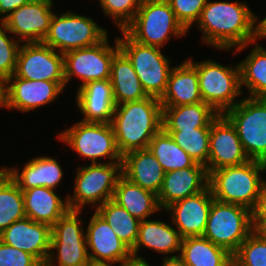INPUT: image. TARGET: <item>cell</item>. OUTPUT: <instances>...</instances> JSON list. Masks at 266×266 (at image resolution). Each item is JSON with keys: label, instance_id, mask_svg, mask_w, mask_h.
Returning <instances> with one entry per match:
<instances>
[{"label": "cell", "instance_id": "cell-1", "mask_svg": "<svg viewBox=\"0 0 266 266\" xmlns=\"http://www.w3.org/2000/svg\"><path fill=\"white\" fill-rule=\"evenodd\" d=\"M258 15L248 5L238 1H209L198 20L202 41L216 48L240 52L259 39Z\"/></svg>", "mask_w": 266, "mask_h": 266}, {"label": "cell", "instance_id": "cell-2", "mask_svg": "<svg viewBox=\"0 0 266 266\" xmlns=\"http://www.w3.org/2000/svg\"><path fill=\"white\" fill-rule=\"evenodd\" d=\"M162 117V105L152 96L116 105L111 125L122 156L147 149L151 139L162 129Z\"/></svg>", "mask_w": 266, "mask_h": 266}, {"label": "cell", "instance_id": "cell-3", "mask_svg": "<svg viewBox=\"0 0 266 266\" xmlns=\"http://www.w3.org/2000/svg\"><path fill=\"white\" fill-rule=\"evenodd\" d=\"M266 172V163L249 160L234 166H225L209 174L208 185L214 200L236 204L252 211L256 205Z\"/></svg>", "mask_w": 266, "mask_h": 266}, {"label": "cell", "instance_id": "cell-4", "mask_svg": "<svg viewBox=\"0 0 266 266\" xmlns=\"http://www.w3.org/2000/svg\"><path fill=\"white\" fill-rule=\"evenodd\" d=\"M123 31L140 44L159 48L172 35L177 38L187 33L166 0H142L135 17Z\"/></svg>", "mask_w": 266, "mask_h": 266}, {"label": "cell", "instance_id": "cell-5", "mask_svg": "<svg viewBox=\"0 0 266 266\" xmlns=\"http://www.w3.org/2000/svg\"><path fill=\"white\" fill-rule=\"evenodd\" d=\"M198 73V82L202 100L211 106L219 115L234 107L242 95L239 63L235 66H224L211 59L194 62L186 59Z\"/></svg>", "mask_w": 266, "mask_h": 266}, {"label": "cell", "instance_id": "cell-6", "mask_svg": "<svg viewBox=\"0 0 266 266\" xmlns=\"http://www.w3.org/2000/svg\"><path fill=\"white\" fill-rule=\"evenodd\" d=\"M122 176V162H99L77 169L73 196L68 195L69 210L83 211L86 205L99 207L113 199L118 179ZM96 204V206H95ZM98 204V205H97Z\"/></svg>", "mask_w": 266, "mask_h": 266}, {"label": "cell", "instance_id": "cell-7", "mask_svg": "<svg viewBox=\"0 0 266 266\" xmlns=\"http://www.w3.org/2000/svg\"><path fill=\"white\" fill-rule=\"evenodd\" d=\"M253 231L249 209L236 204L212 201L204 238L233 255Z\"/></svg>", "mask_w": 266, "mask_h": 266}, {"label": "cell", "instance_id": "cell-8", "mask_svg": "<svg viewBox=\"0 0 266 266\" xmlns=\"http://www.w3.org/2000/svg\"><path fill=\"white\" fill-rule=\"evenodd\" d=\"M118 39L120 50L131 61L133 69L148 96L160 99L164 94L169 74L173 67L161 48L140 44L131 39L123 30Z\"/></svg>", "mask_w": 266, "mask_h": 266}, {"label": "cell", "instance_id": "cell-9", "mask_svg": "<svg viewBox=\"0 0 266 266\" xmlns=\"http://www.w3.org/2000/svg\"><path fill=\"white\" fill-rule=\"evenodd\" d=\"M235 127L250 160L266 163V98H242L223 114Z\"/></svg>", "mask_w": 266, "mask_h": 266}, {"label": "cell", "instance_id": "cell-10", "mask_svg": "<svg viewBox=\"0 0 266 266\" xmlns=\"http://www.w3.org/2000/svg\"><path fill=\"white\" fill-rule=\"evenodd\" d=\"M80 157L97 163L99 158H108L109 163L122 162L111 123L79 121L57 135Z\"/></svg>", "mask_w": 266, "mask_h": 266}, {"label": "cell", "instance_id": "cell-11", "mask_svg": "<svg viewBox=\"0 0 266 266\" xmlns=\"http://www.w3.org/2000/svg\"><path fill=\"white\" fill-rule=\"evenodd\" d=\"M83 211L68 210L51 227L50 253L44 266H86L89 261ZM56 251L55 257L53 250ZM55 258V259H54ZM57 260V262H56Z\"/></svg>", "mask_w": 266, "mask_h": 266}, {"label": "cell", "instance_id": "cell-12", "mask_svg": "<svg viewBox=\"0 0 266 266\" xmlns=\"http://www.w3.org/2000/svg\"><path fill=\"white\" fill-rule=\"evenodd\" d=\"M107 33V30L100 27L92 18L72 11L59 16L54 13L43 43L64 54L96 45L107 36Z\"/></svg>", "mask_w": 266, "mask_h": 266}, {"label": "cell", "instance_id": "cell-13", "mask_svg": "<svg viewBox=\"0 0 266 266\" xmlns=\"http://www.w3.org/2000/svg\"><path fill=\"white\" fill-rule=\"evenodd\" d=\"M114 42L115 46L111 47L107 35L96 45L64 53L65 84L73 76L80 78L79 87L90 81L110 79L112 59L120 50L117 37Z\"/></svg>", "mask_w": 266, "mask_h": 266}, {"label": "cell", "instance_id": "cell-14", "mask_svg": "<svg viewBox=\"0 0 266 266\" xmlns=\"http://www.w3.org/2000/svg\"><path fill=\"white\" fill-rule=\"evenodd\" d=\"M11 77L65 82L64 56L43 42L21 43Z\"/></svg>", "mask_w": 266, "mask_h": 266}, {"label": "cell", "instance_id": "cell-15", "mask_svg": "<svg viewBox=\"0 0 266 266\" xmlns=\"http://www.w3.org/2000/svg\"><path fill=\"white\" fill-rule=\"evenodd\" d=\"M52 7L53 0H34L13 11L1 23L21 43L43 42L54 15Z\"/></svg>", "mask_w": 266, "mask_h": 266}, {"label": "cell", "instance_id": "cell-16", "mask_svg": "<svg viewBox=\"0 0 266 266\" xmlns=\"http://www.w3.org/2000/svg\"><path fill=\"white\" fill-rule=\"evenodd\" d=\"M249 160L235 127L223 114H220L211 123L208 175L218 168L240 165Z\"/></svg>", "mask_w": 266, "mask_h": 266}, {"label": "cell", "instance_id": "cell-17", "mask_svg": "<svg viewBox=\"0 0 266 266\" xmlns=\"http://www.w3.org/2000/svg\"><path fill=\"white\" fill-rule=\"evenodd\" d=\"M214 200L209 185L201 192L169 205L172 224L182 238L203 236L209 211Z\"/></svg>", "mask_w": 266, "mask_h": 266}, {"label": "cell", "instance_id": "cell-18", "mask_svg": "<svg viewBox=\"0 0 266 266\" xmlns=\"http://www.w3.org/2000/svg\"><path fill=\"white\" fill-rule=\"evenodd\" d=\"M8 83V109L23 113L54 102L64 92L65 82L27 80L10 77Z\"/></svg>", "mask_w": 266, "mask_h": 266}, {"label": "cell", "instance_id": "cell-19", "mask_svg": "<svg viewBox=\"0 0 266 266\" xmlns=\"http://www.w3.org/2000/svg\"><path fill=\"white\" fill-rule=\"evenodd\" d=\"M0 240L31 254L44 266L50 253L51 227L25 217L2 231Z\"/></svg>", "mask_w": 266, "mask_h": 266}, {"label": "cell", "instance_id": "cell-20", "mask_svg": "<svg viewBox=\"0 0 266 266\" xmlns=\"http://www.w3.org/2000/svg\"><path fill=\"white\" fill-rule=\"evenodd\" d=\"M86 240L89 259L122 264L132 258L131 250L96 211L88 223Z\"/></svg>", "mask_w": 266, "mask_h": 266}, {"label": "cell", "instance_id": "cell-21", "mask_svg": "<svg viewBox=\"0 0 266 266\" xmlns=\"http://www.w3.org/2000/svg\"><path fill=\"white\" fill-rule=\"evenodd\" d=\"M206 167L196 163L192 167L165 172L163 184L157 195L161 209L186 197L203 191L208 186Z\"/></svg>", "mask_w": 266, "mask_h": 266}, {"label": "cell", "instance_id": "cell-22", "mask_svg": "<svg viewBox=\"0 0 266 266\" xmlns=\"http://www.w3.org/2000/svg\"><path fill=\"white\" fill-rule=\"evenodd\" d=\"M77 91V107L84 115L81 121L111 123L116 104L110 79L90 81Z\"/></svg>", "mask_w": 266, "mask_h": 266}, {"label": "cell", "instance_id": "cell-23", "mask_svg": "<svg viewBox=\"0 0 266 266\" xmlns=\"http://www.w3.org/2000/svg\"><path fill=\"white\" fill-rule=\"evenodd\" d=\"M122 176L133 184L158 195L163 184L165 171L147 148L134 150L123 155Z\"/></svg>", "mask_w": 266, "mask_h": 266}, {"label": "cell", "instance_id": "cell-24", "mask_svg": "<svg viewBox=\"0 0 266 266\" xmlns=\"http://www.w3.org/2000/svg\"><path fill=\"white\" fill-rule=\"evenodd\" d=\"M22 190L46 187L55 190L64 176L57 159L48 156L34 157L25 163L21 172L18 168L1 167Z\"/></svg>", "mask_w": 266, "mask_h": 266}, {"label": "cell", "instance_id": "cell-25", "mask_svg": "<svg viewBox=\"0 0 266 266\" xmlns=\"http://www.w3.org/2000/svg\"><path fill=\"white\" fill-rule=\"evenodd\" d=\"M159 101L162 107L203 102L197 70L186 59L171 69L166 90Z\"/></svg>", "mask_w": 266, "mask_h": 266}, {"label": "cell", "instance_id": "cell-26", "mask_svg": "<svg viewBox=\"0 0 266 266\" xmlns=\"http://www.w3.org/2000/svg\"><path fill=\"white\" fill-rule=\"evenodd\" d=\"M182 237L172 225L161 220H141L138 238L131 250L132 258L144 260L138 255L141 247L154 250L160 254L180 253Z\"/></svg>", "mask_w": 266, "mask_h": 266}, {"label": "cell", "instance_id": "cell-27", "mask_svg": "<svg viewBox=\"0 0 266 266\" xmlns=\"http://www.w3.org/2000/svg\"><path fill=\"white\" fill-rule=\"evenodd\" d=\"M25 216L52 227L68 210L67 198L62 200L55 190L36 187L22 191Z\"/></svg>", "mask_w": 266, "mask_h": 266}, {"label": "cell", "instance_id": "cell-28", "mask_svg": "<svg viewBox=\"0 0 266 266\" xmlns=\"http://www.w3.org/2000/svg\"><path fill=\"white\" fill-rule=\"evenodd\" d=\"M110 82L116 105L140 101L148 97L131 61L121 50L112 59Z\"/></svg>", "mask_w": 266, "mask_h": 266}, {"label": "cell", "instance_id": "cell-29", "mask_svg": "<svg viewBox=\"0 0 266 266\" xmlns=\"http://www.w3.org/2000/svg\"><path fill=\"white\" fill-rule=\"evenodd\" d=\"M162 128L165 131L193 130L211 127L219 114L204 102L162 107Z\"/></svg>", "mask_w": 266, "mask_h": 266}, {"label": "cell", "instance_id": "cell-30", "mask_svg": "<svg viewBox=\"0 0 266 266\" xmlns=\"http://www.w3.org/2000/svg\"><path fill=\"white\" fill-rule=\"evenodd\" d=\"M178 256L187 266L233 265L232 254L203 236L182 238Z\"/></svg>", "mask_w": 266, "mask_h": 266}, {"label": "cell", "instance_id": "cell-31", "mask_svg": "<svg viewBox=\"0 0 266 266\" xmlns=\"http://www.w3.org/2000/svg\"><path fill=\"white\" fill-rule=\"evenodd\" d=\"M113 200L140 221L162 210L156 194L133 184L124 176L117 181Z\"/></svg>", "mask_w": 266, "mask_h": 266}, {"label": "cell", "instance_id": "cell-32", "mask_svg": "<svg viewBox=\"0 0 266 266\" xmlns=\"http://www.w3.org/2000/svg\"><path fill=\"white\" fill-rule=\"evenodd\" d=\"M241 88L245 85L250 98H266V49L259 43L239 62Z\"/></svg>", "mask_w": 266, "mask_h": 266}, {"label": "cell", "instance_id": "cell-33", "mask_svg": "<svg viewBox=\"0 0 266 266\" xmlns=\"http://www.w3.org/2000/svg\"><path fill=\"white\" fill-rule=\"evenodd\" d=\"M95 211L106 220L118 238L132 250L138 238L140 220L113 199L101 204Z\"/></svg>", "mask_w": 266, "mask_h": 266}, {"label": "cell", "instance_id": "cell-34", "mask_svg": "<svg viewBox=\"0 0 266 266\" xmlns=\"http://www.w3.org/2000/svg\"><path fill=\"white\" fill-rule=\"evenodd\" d=\"M148 149L156 157L165 172L192 167L196 164L163 128L154 135Z\"/></svg>", "mask_w": 266, "mask_h": 266}, {"label": "cell", "instance_id": "cell-35", "mask_svg": "<svg viewBox=\"0 0 266 266\" xmlns=\"http://www.w3.org/2000/svg\"><path fill=\"white\" fill-rule=\"evenodd\" d=\"M25 217L22 190L0 168V233L15 221Z\"/></svg>", "mask_w": 266, "mask_h": 266}, {"label": "cell", "instance_id": "cell-36", "mask_svg": "<svg viewBox=\"0 0 266 266\" xmlns=\"http://www.w3.org/2000/svg\"><path fill=\"white\" fill-rule=\"evenodd\" d=\"M210 129L211 127H203L166 132L196 163L204 165L208 173Z\"/></svg>", "mask_w": 266, "mask_h": 266}, {"label": "cell", "instance_id": "cell-37", "mask_svg": "<svg viewBox=\"0 0 266 266\" xmlns=\"http://www.w3.org/2000/svg\"><path fill=\"white\" fill-rule=\"evenodd\" d=\"M232 258L234 266H266V236L254 230Z\"/></svg>", "mask_w": 266, "mask_h": 266}, {"label": "cell", "instance_id": "cell-38", "mask_svg": "<svg viewBox=\"0 0 266 266\" xmlns=\"http://www.w3.org/2000/svg\"><path fill=\"white\" fill-rule=\"evenodd\" d=\"M142 0H99L101 8L123 30L135 17Z\"/></svg>", "mask_w": 266, "mask_h": 266}, {"label": "cell", "instance_id": "cell-39", "mask_svg": "<svg viewBox=\"0 0 266 266\" xmlns=\"http://www.w3.org/2000/svg\"><path fill=\"white\" fill-rule=\"evenodd\" d=\"M8 29L0 22V77L10 78L15 71L20 41L7 35Z\"/></svg>", "mask_w": 266, "mask_h": 266}, {"label": "cell", "instance_id": "cell-40", "mask_svg": "<svg viewBox=\"0 0 266 266\" xmlns=\"http://www.w3.org/2000/svg\"><path fill=\"white\" fill-rule=\"evenodd\" d=\"M172 10L178 22L184 27L186 31L190 27L198 22L202 10L205 7L208 0H166Z\"/></svg>", "mask_w": 266, "mask_h": 266}, {"label": "cell", "instance_id": "cell-41", "mask_svg": "<svg viewBox=\"0 0 266 266\" xmlns=\"http://www.w3.org/2000/svg\"><path fill=\"white\" fill-rule=\"evenodd\" d=\"M0 266H43L34 256L0 240Z\"/></svg>", "mask_w": 266, "mask_h": 266}, {"label": "cell", "instance_id": "cell-42", "mask_svg": "<svg viewBox=\"0 0 266 266\" xmlns=\"http://www.w3.org/2000/svg\"><path fill=\"white\" fill-rule=\"evenodd\" d=\"M251 215L253 230L261 231L266 226V180L261 186L256 205L251 211Z\"/></svg>", "mask_w": 266, "mask_h": 266}, {"label": "cell", "instance_id": "cell-43", "mask_svg": "<svg viewBox=\"0 0 266 266\" xmlns=\"http://www.w3.org/2000/svg\"><path fill=\"white\" fill-rule=\"evenodd\" d=\"M32 1L34 0H0V15L3 16H0V22H2L7 16H9L19 7Z\"/></svg>", "mask_w": 266, "mask_h": 266}, {"label": "cell", "instance_id": "cell-44", "mask_svg": "<svg viewBox=\"0 0 266 266\" xmlns=\"http://www.w3.org/2000/svg\"><path fill=\"white\" fill-rule=\"evenodd\" d=\"M0 107L8 108V83L3 77H0Z\"/></svg>", "mask_w": 266, "mask_h": 266}, {"label": "cell", "instance_id": "cell-45", "mask_svg": "<svg viewBox=\"0 0 266 266\" xmlns=\"http://www.w3.org/2000/svg\"><path fill=\"white\" fill-rule=\"evenodd\" d=\"M163 258L162 266H187L177 254L165 255Z\"/></svg>", "mask_w": 266, "mask_h": 266}, {"label": "cell", "instance_id": "cell-46", "mask_svg": "<svg viewBox=\"0 0 266 266\" xmlns=\"http://www.w3.org/2000/svg\"><path fill=\"white\" fill-rule=\"evenodd\" d=\"M120 266H150L146 259H135L131 258L130 260L120 264Z\"/></svg>", "mask_w": 266, "mask_h": 266}, {"label": "cell", "instance_id": "cell-47", "mask_svg": "<svg viewBox=\"0 0 266 266\" xmlns=\"http://www.w3.org/2000/svg\"><path fill=\"white\" fill-rule=\"evenodd\" d=\"M112 264L115 263L111 261L89 259L88 264L86 266H112Z\"/></svg>", "mask_w": 266, "mask_h": 266}, {"label": "cell", "instance_id": "cell-48", "mask_svg": "<svg viewBox=\"0 0 266 266\" xmlns=\"http://www.w3.org/2000/svg\"><path fill=\"white\" fill-rule=\"evenodd\" d=\"M259 39H266V17L262 20H259Z\"/></svg>", "mask_w": 266, "mask_h": 266}, {"label": "cell", "instance_id": "cell-49", "mask_svg": "<svg viewBox=\"0 0 266 266\" xmlns=\"http://www.w3.org/2000/svg\"><path fill=\"white\" fill-rule=\"evenodd\" d=\"M261 232L266 236V226L261 230Z\"/></svg>", "mask_w": 266, "mask_h": 266}]
</instances>
